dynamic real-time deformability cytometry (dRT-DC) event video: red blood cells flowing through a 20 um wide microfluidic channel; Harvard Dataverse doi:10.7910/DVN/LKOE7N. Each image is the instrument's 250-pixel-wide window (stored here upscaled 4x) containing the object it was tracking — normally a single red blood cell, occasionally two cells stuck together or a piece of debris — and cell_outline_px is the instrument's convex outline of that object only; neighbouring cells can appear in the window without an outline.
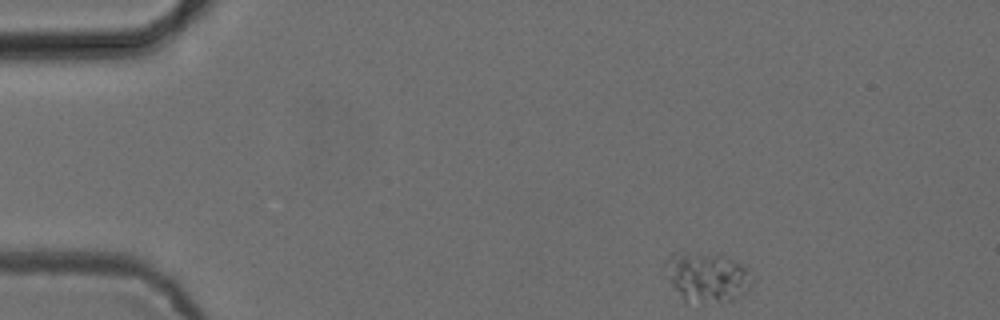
{"species": "common noctule bat (a hibernating species)", "species_latin": "Nyctalus noctula", "temperature_condition": "cold", "stored_images_in_passage": 47, "camera_frame_rate_fps": 3000, "um_per_image_px": 0.085, "animal": {"sex": "female", "body_mass_g": 24.6, "forearm_length_mm": 56.2}, "frame": {"image": 1, "passage_image": 1, "time_ms": 0.0, "image_size_px": [1000, 320], "cell_outline_px": [[752, 284], [744, 296], [728, 300], [684, 300], [680, 296], [672, 284], [668, 260], [676, 252], [716, 252], [740, 264], [744, 268], [752, 280]], "centroid_in_image_um": [60.17, 23.51], "position_along_channel_um": 24.8, "area_um2": 23.93}}
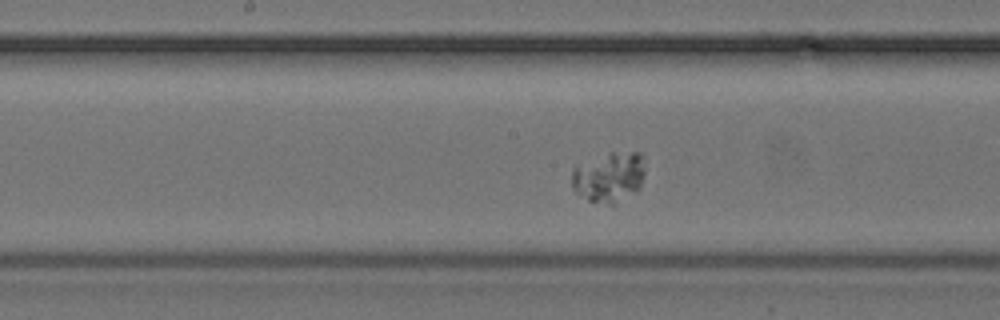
{"frame": {"image": 2, "passage_image": 21, "time_ms": 6.667, "image_size_px": [1000, 320], "cell_outline_px": [[644, 172], [640, 188], [636, 192], [612, 204], [608, 204], [588, 200], [576, 192], [572, 188], [572, 168], [608, 152], [640, 152], [644, 168]], "centroid_in_image_um": [51.77, 15.04], "position_along_channel_um": 196.4, "area_um2": 21.21}}
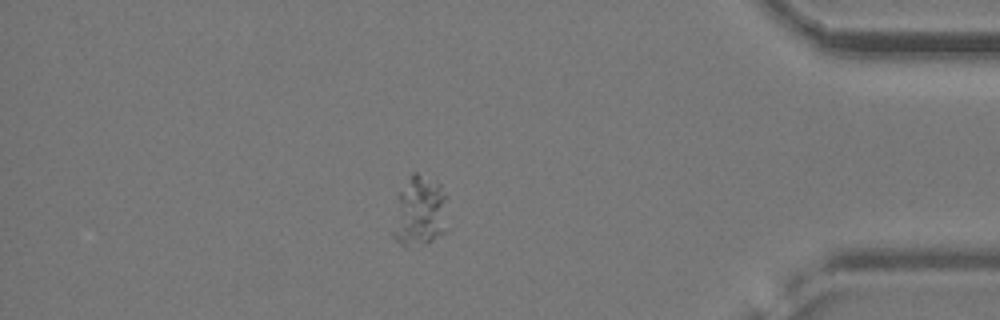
{"frame": {"image": 3, "passage_image": 40, "time_ms": 13.0, "image_size_px": [1000, 320], "cell_outline_px": [[448, 228], [444, 232], [432, 240], [404, 244], [400, 244], [392, 236], [392, 232], [396, 192], [412, 172], [416, 172], [440, 184], [444, 196]], "centroid_in_image_um": [35.62, 17.91], "position_along_channel_um": 399.6, "area_um2": 22.37}}